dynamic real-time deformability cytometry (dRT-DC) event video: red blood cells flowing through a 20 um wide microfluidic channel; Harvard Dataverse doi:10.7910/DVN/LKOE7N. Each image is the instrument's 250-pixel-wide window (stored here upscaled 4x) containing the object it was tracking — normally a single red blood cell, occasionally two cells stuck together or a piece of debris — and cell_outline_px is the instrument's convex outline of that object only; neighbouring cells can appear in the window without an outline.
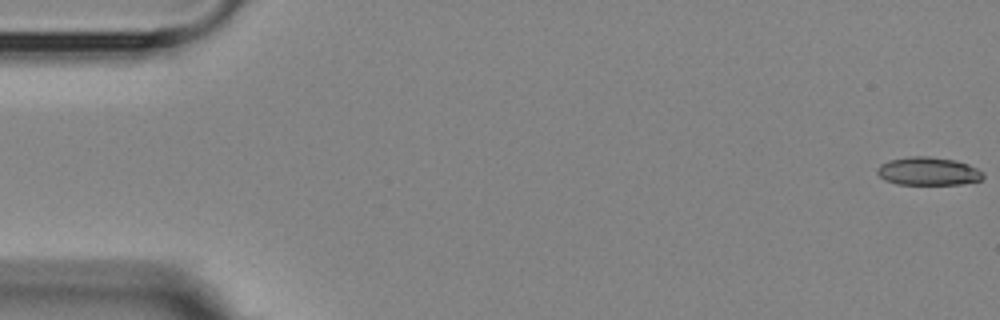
{"species": "Egyptian fruit bat (a non-hibernating species)", "species_latin": "Rousettus aegyptiacus", "temperature_condition": "room temperature", "stored_images_in_passage": 6, "camera_frame_rate_fps": 3000, "um_per_image_px": 0.085, "animal": {"sex": "female"}, "frame": {"image": 1, "passage_image": 1, "time_ms": 0.0, "image_size_px": [1000, 320], "cell_outline_px": [[984, 176], [980, 180], [960, 184], [896, 184], [884, 180], [876, 172], [876, 168], [880, 164], [888, 160], [912, 156], [928, 156], [956, 160], [968, 164], [984, 172]], "centroid_in_image_um": [78.87, 14.55], "position_along_channel_um": 6.1, "area_um2": 17.46}}
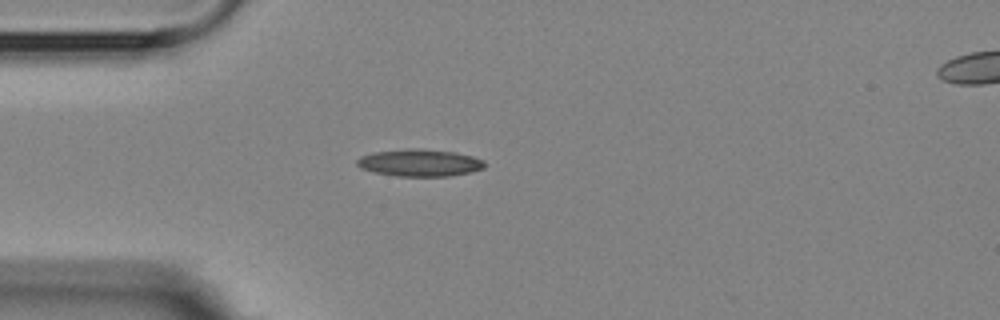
{"frame": {"image": 2, "passage_image": 5, "time_ms": 4.667, "image_size_px": [1000, 320], "cell_outline_px": [[484, 168], [472, 172], [448, 176], [396, 176], [376, 172], [360, 168], [356, 164], [356, 160], [360, 156], [372, 152], [408, 148], [420, 148], [456, 152], [472, 156], [484, 160]], "centroid_in_image_um": [35.66, 13.82], "position_along_channel_um": 49.3, "area_um2": 20.35}}